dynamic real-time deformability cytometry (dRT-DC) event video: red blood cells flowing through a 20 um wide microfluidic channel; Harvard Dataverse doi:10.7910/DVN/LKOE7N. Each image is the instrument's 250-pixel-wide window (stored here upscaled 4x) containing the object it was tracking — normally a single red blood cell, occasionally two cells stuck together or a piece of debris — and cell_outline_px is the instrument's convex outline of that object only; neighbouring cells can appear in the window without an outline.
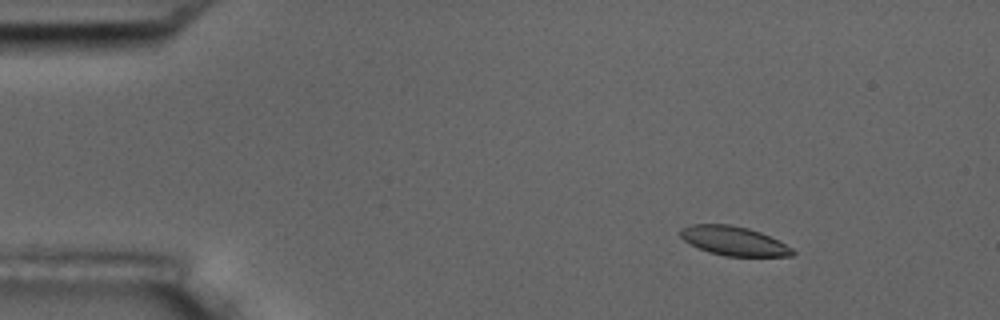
{"species": "common noctule bat (a hibernating species)", "species_latin": "Nyctalus noctula", "temperature_condition": "room temperature", "stored_images_in_passage": 4, "camera_frame_rate_fps": 3000, "um_per_image_px": 0.085, "animal": {"sex": "male", "body_mass_g": 17.5, "forearm_length_mm": 52.3}, "frame": {"image": 1, "passage_image": 2, "time_ms": 1.0, "image_size_px": [1000, 320], "cell_outline_px": [[796, 252], [792, 256], [724, 256], [708, 252], [684, 240], [680, 236], [680, 228], [692, 224], [728, 224], [748, 228], [760, 232], [792, 248]], "centroid_in_image_um": [62.35, 20.48], "position_along_channel_um": 22.6, "area_um2": 18.84}}